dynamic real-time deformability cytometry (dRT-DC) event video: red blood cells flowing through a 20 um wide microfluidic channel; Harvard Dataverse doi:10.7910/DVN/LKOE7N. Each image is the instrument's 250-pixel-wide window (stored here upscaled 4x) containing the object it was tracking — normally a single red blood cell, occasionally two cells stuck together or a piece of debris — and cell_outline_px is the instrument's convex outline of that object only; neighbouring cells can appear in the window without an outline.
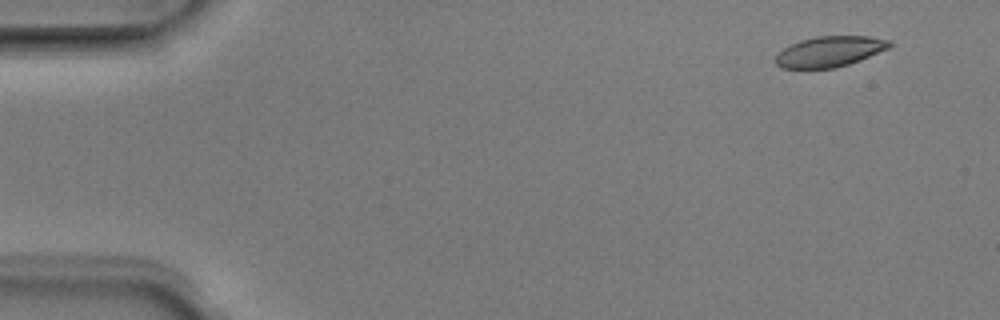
{"species": "Egyptian fruit bat (a non-hibernating species)", "species_latin": "Rousettus aegyptiacus", "temperature_condition": "room temperature", "stored_images_in_passage": 51, "camera_frame_rate_fps": 3000, "um_per_image_px": 0.085, "animal": {"sex": "male"}, "frame": {"image": 1, "passage_image": 4, "time_ms": 1.0, "image_size_px": [1000, 320], "cell_outline_px": [[892, 44], [888, 48], [860, 60], [848, 64], [832, 68], [780, 68], [776, 64], [776, 56], [784, 48], [800, 40], [816, 36], [868, 36], [892, 40]], "centroid_in_image_um": [70.53, 4.37], "position_along_channel_um": 14.5, "area_um2": 20.11}}
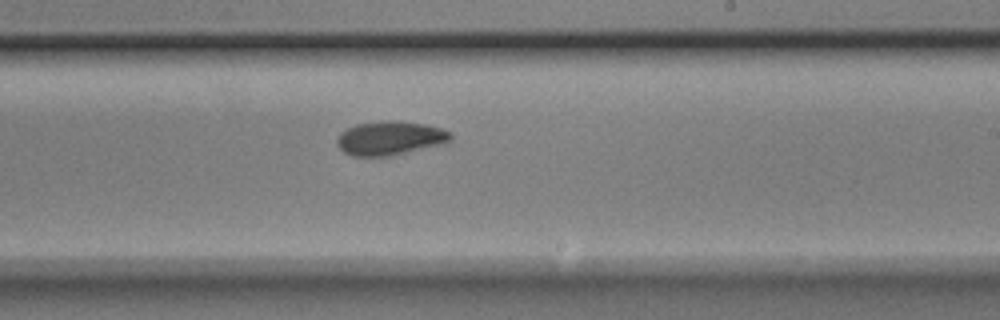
{"frame": {"image": 2, "passage_image": 31, "time_ms": 10.0, "image_size_px": [1000, 320], "cell_outline_px": [[452, 140], [392, 156], [352, 156], [344, 152], [336, 144], [336, 140], [340, 132], [356, 124], [380, 120], [396, 120], [424, 124], [440, 128], [452, 132]], "centroid_in_image_um": [33.1, 11.73], "position_along_channel_um": 255.9, "area_um2": 22.43}}
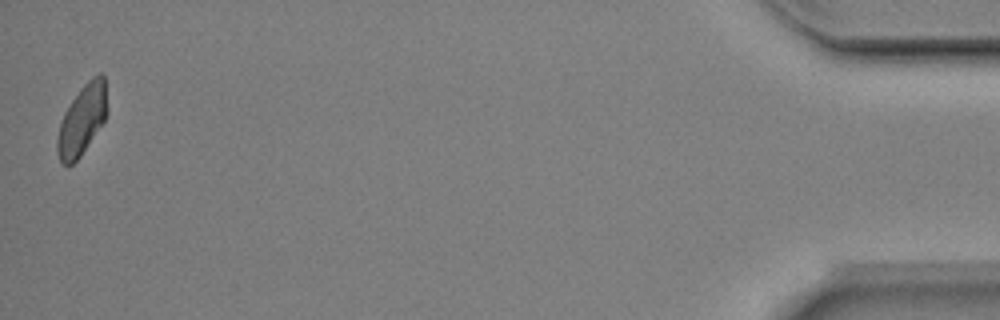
{"frame": {"image": 3, "passage_image": 51, "time_ms": 16.667, "image_size_px": [1000, 320], "cell_outline_px": [[108, 112], [104, 120], [80, 156], [72, 164], [64, 164], [60, 160], [56, 152], [56, 140], [60, 124], [64, 112], [72, 100], [84, 84], [92, 76], [100, 72], [104, 72]], "centroid_in_image_um": [6.98, 10.14], "position_along_channel_um": 428.2, "area_um2": 20.23}, "authors_computed_cell_mechanics": {"area_um2": 21.2704, "velocity_mm_per_s": 3.9597, "shape_relaxation_time_tau1_ms": 3.2667, "shape_relaxation_time_tau2_ms": 4.2093, "deformation_change_tau1": 0.1104, "deformation_change_tau2": 0.0767}}